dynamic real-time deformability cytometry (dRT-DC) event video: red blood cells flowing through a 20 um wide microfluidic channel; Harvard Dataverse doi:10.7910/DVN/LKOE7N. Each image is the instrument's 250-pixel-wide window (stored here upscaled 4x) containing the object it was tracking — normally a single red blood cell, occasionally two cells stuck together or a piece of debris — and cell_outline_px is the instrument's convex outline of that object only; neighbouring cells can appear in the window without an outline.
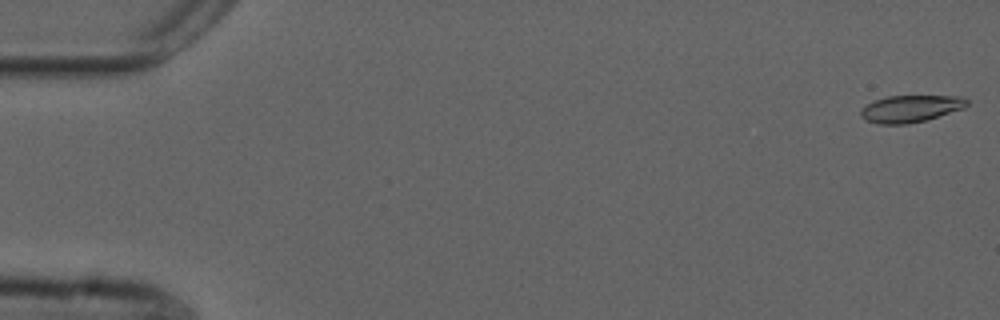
{"species": "common noctule bat (a hibernating species)", "species_latin": "Nyctalus noctula", "temperature_condition": "cold", "stored_images_in_passage": 9, "camera_frame_rate_fps": 3000, "um_per_image_px": 0.085, "animal": {"sex": "male", "forearm_length_mm": 52.5}, "frame": {"image": 1, "passage_image": 1, "time_ms": 0.0, "image_size_px": [1000, 320], "cell_outline_px": [[968, 104], [964, 108], [928, 120], [908, 124], [880, 124], [868, 120], [860, 116], [860, 108], [876, 100], [888, 96], [964, 96], [968, 100]], "centroid_in_image_um": [77.43, 9.24], "position_along_channel_um": 7.6, "area_um2": 16.76}}